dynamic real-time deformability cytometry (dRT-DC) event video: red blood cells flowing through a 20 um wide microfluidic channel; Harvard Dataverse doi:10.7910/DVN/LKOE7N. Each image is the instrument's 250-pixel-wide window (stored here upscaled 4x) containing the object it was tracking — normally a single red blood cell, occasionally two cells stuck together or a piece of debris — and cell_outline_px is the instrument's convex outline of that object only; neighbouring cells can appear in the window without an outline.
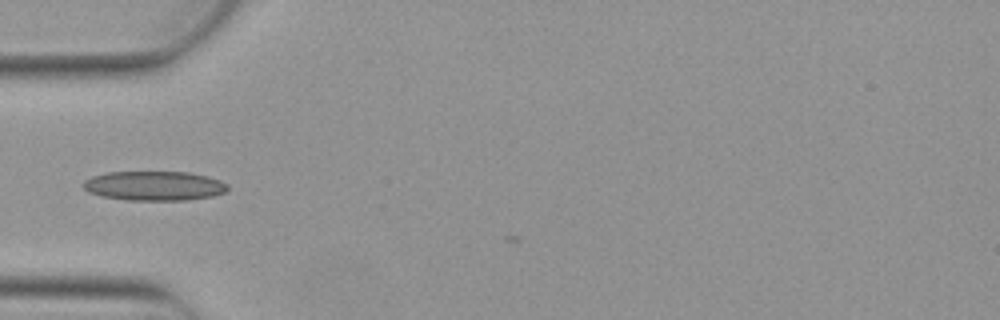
{"species": "Egyptian fruit bat (a non-hibernating species)", "species_latin": "Rousettus aegyptiacus", "temperature_condition": "warm", "stored_images_in_passage": 3, "camera_frame_rate_fps": 3000, "um_per_image_px": 0.085, "animal": {"sex": "female"}, "frame": {"image": 1, "passage_image": 2, "time_ms": 0.333, "image_size_px": [1000, 320], "cell_outline_px": [[228, 192], [212, 196], [188, 200], [128, 200], [100, 196], [88, 192], [80, 184], [84, 180], [92, 176], [108, 172], [188, 172], [208, 176], [220, 180], [228, 184]], "centroid_in_image_um": [13.11, 15.8], "position_along_channel_um": 71.9, "area_um2": 25.03}}
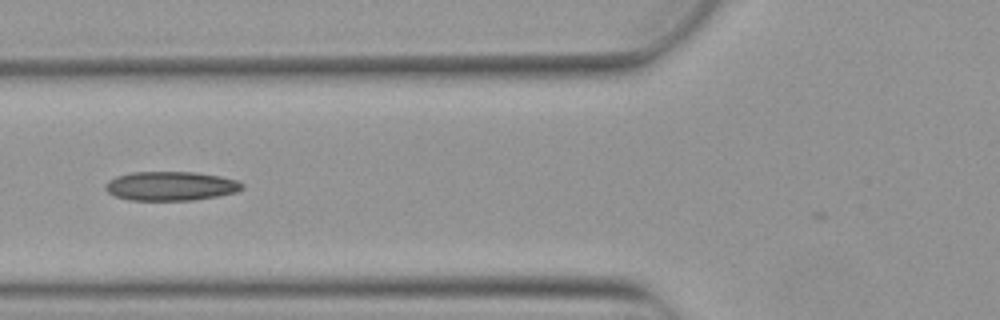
{"frame": {"image": 2, "passage_image": 3, "time_ms": 0.667, "image_size_px": [1000, 320], "cell_outline_px": [[244, 188], [236, 192], [216, 196], [192, 200], [128, 200], [116, 196], [108, 192], [104, 188], [104, 184], [108, 180], [116, 176], [132, 172], [196, 172], [220, 176], [236, 180], [244, 184]], "centroid_in_image_um": [14.49, 15.81], "position_along_channel_um": 111.3, "area_um2": 23.24}}